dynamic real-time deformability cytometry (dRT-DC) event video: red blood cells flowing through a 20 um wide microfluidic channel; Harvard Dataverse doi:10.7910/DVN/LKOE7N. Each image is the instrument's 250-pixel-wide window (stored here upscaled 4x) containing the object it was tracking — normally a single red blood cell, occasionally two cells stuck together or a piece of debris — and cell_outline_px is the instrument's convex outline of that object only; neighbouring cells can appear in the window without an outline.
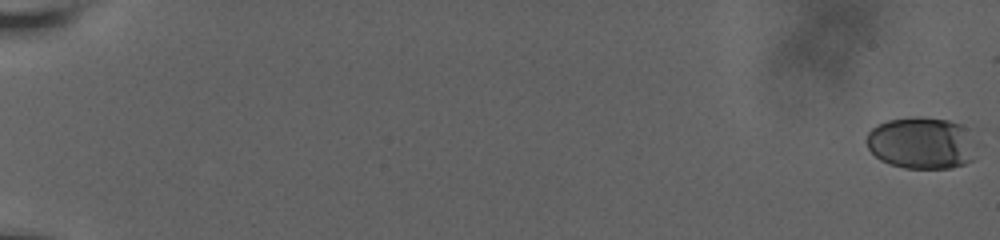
{"species": "human", "species_latin": "Homo sapiens", "temperature_condition": "room temperature", "stored_images_in_passage": 62, "camera_frame_rate_fps": 3000, "um_per_image_px": 0.085, "donor": {"sex": "male"}, "frame": {"image": 1, "passage_image": 1, "time_ms": 0.0, "image_size_px": [1000, 240], "cell_outline_px": [[972, 160], [964, 164], [952, 168], [904, 168], [888, 164], [880, 160], [868, 148], [864, 140], [868, 132], [876, 124], [888, 120], [912, 116], [920, 116], [948, 120], [960, 124], [964, 128]], "centroid_in_image_um": [78.16, 12.15], "position_along_channel_um": 6.8, "area_um2": 32.6}}
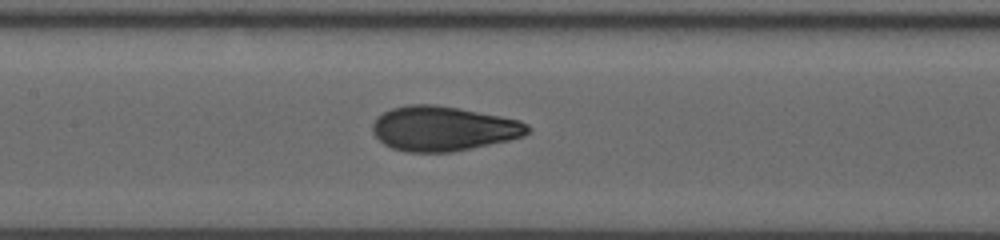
{"frame": {"image": 2, "passage_image": 34, "time_ms": 11.0, "image_size_px": [1000, 240], "cell_outline_px": [[532, 128], [524, 136], [508, 140], [472, 148], [452, 152], [408, 152], [392, 148], [384, 144], [372, 132], [372, 124], [376, 116], [392, 108], [408, 104], [436, 104], [460, 108], [520, 120], [528, 124]], "centroid_in_image_um": [37.67, 10.92], "position_along_channel_um": 169.7, "area_um2": 40.58}}
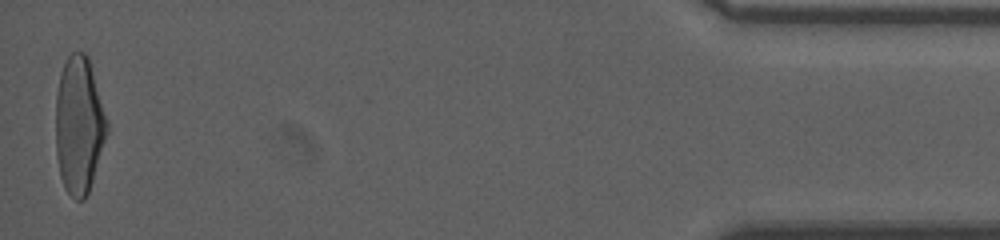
{"frame": {"image": 3, "passage_image": 62, "time_ms": 20.333, "image_size_px": [1000, 240], "cell_outline_px": [[108, 132], [88, 192], [84, 200], [76, 200], [64, 188], [60, 176], [56, 156], [56, 92], [60, 72], [68, 56], [72, 52], [84, 52], [88, 56], [108, 124]], "centroid_in_image_um": [6.7, 10.64], "position_along_channel_um": 428.5, "area_um2": 40.81}, "authors_computed_cell_mechanics": {"area_um2": 39.3329, "velocity_mm_per_s": 3.6313, "shape_relaxation_time_tau1_ms": 5.6724, "shape_relaxation_time_tau2_ms": 0.8286, "deformation_change_tau1": 0.1993, "deformation_change_tau2": 0.0627}}